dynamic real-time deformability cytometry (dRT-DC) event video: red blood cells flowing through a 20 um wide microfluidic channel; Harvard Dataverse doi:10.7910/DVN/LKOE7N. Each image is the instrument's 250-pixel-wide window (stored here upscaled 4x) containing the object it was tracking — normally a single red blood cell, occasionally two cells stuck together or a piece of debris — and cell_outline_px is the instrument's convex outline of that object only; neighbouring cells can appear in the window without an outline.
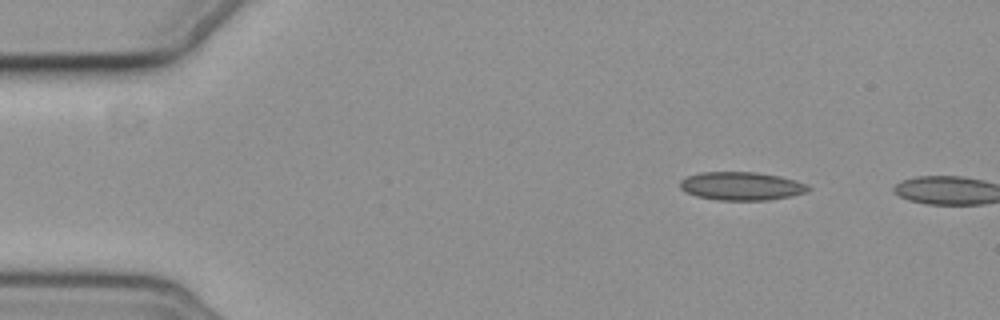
{"species": "common noctule bat (a hibernating species)", "species_latin": "Nyctalus noctula", "temperature_condition": "cold", "stored_images_in_passage": 6, "camera_frame_rate_fps": 3000, "um_per_image_px": 0.085, "animal": {"sex": "female", "body_mass_g": 19.3, "forearm_length_mm": 54.1}, "frame": {"image": 1, "passage_image": 6, "time_ms": 7.0, "image_size_px": [1000, 320], "cell_outline_px": [[812, 188], [804, 192], [792, 196], [768, 200], [716, 200], [696, 196], [680, 188], [680, 180], [688, 176], [700, 172], [756, 172], [780, 176], [796, 180], [808, 184]], "centroid_in_image_um": [63.04, 15.81], "position_along_channel_um": 22.0, "area_um2": 21.21}}